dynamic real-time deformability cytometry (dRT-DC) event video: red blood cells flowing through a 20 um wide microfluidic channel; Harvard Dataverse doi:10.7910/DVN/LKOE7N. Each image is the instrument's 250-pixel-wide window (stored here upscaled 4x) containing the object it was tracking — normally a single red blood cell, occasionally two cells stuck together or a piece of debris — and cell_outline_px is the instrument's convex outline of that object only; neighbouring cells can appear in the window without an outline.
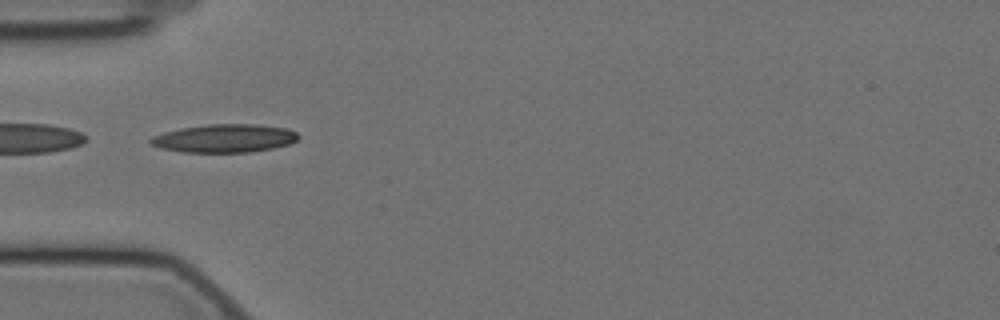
{"species": "Egyptian fruit bat (a non-hibernating species)", "species_latin": "Rousettus aegyptiacus", "temperature_condition": "cold", "stored_images_in_passage": 56, "camera_frame_rate_fps": 3000, "um_per_image_px": 0.085, "animal": {"sex": "female"}, "frame": {"image": 1, "passage_image": 17, "time_ms": 5.333, "image_size_px": [1000, 320], "cell_outline_px": [[300, 136], [296, 140], [288, 144], [272, 148], [252, 152], [180, 152], [160, 148], [148, 144], [148, 140], [152, 136], [164, 132], [180, 128], [208, 124], [256, 124], [288, 128], [296, 132]], "centroid_in_image_um": [19.04, 11.75], "position_along_channel_um": 66.0, "area_um2": 24.51}}
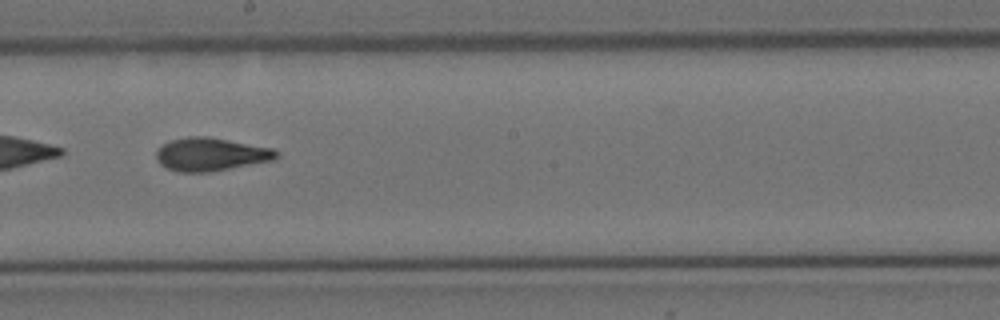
{"frame": {"image": 2, "passage_image": 31, "time_ms": 10.0, "image_size_px": [1000, 320], "cell_outline_px": [[280, 156], [272, 160], [208, 172], [180, 172], [168, 168], [160, 164], [156, 160], [156, 152], [168, 140], [188, 136], [208, 136], [272, 148], [280, 152]], "centroid_in_image_um": [17.91, 13.1], "position_along_channel_um": 230.3, "area_um2": 23.12}}
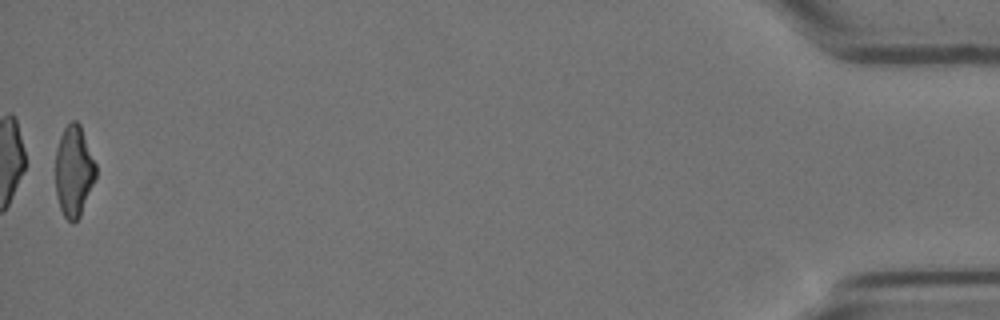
{"frame": {"image": 3, "passage_image": 56, "time_ms": 18.333, "image_size_px": [1000, 320], "cell_outline_px": [[96, 176], [80, 216], [72, 224], [64, 216], [60, 208], [56, 196], [56, 148], [60, 136], [64, 128], [72, 120], [76, 120], [80, 124], [96, 164]], "centroid_in_image_um": [6.27, 14.54], "position_along_channel_um": 428.9, "area_um2": 21.33}, "authors_computed_cell_mechanics": {"area_um2": 22.9466, "velocity_mm_per_s": 3.5129, "shape_relaxation_time_tau1_ms": 6.4366, "shape_relaxation_time_tau2_ms": 1.9917, "deformation_change_tau1": 0.1946, "deformation_change_tau2": 0.0904}}